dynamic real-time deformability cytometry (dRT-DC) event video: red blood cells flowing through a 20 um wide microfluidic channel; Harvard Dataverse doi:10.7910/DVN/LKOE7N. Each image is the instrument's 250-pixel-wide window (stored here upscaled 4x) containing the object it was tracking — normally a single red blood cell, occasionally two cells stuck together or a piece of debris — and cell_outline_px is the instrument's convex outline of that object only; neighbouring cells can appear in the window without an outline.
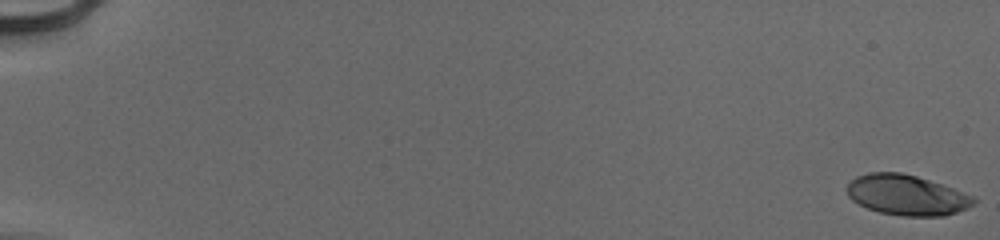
{"species": "human", "species_latin": "Homo sapiens", "temperature_condition": "cold", "stored_images_in_passage": 55, "camera_frame_rate_fps": 3000, "um_per_image_px": 0.085, "donor": {"sex": "male"}, "frame": {"image": 1, "passage_image": 1, "time_ms": 0.0, "image_size_px": [1000, 240], "cell_outline_px": [[976, 204], [968, 208], [944, 216], [900, 216], [880, 212], [868, 208], [852, 200], [848, 196], [844, 188], [856, 176], [868, 172], [900, 172], [916, 176], [952, 188], [972, 196], [976, 200]], "centroid_in_image_um": [77.04, 16.58], "position_along_channel_um": 8.0, "area_um2": 29.77}}
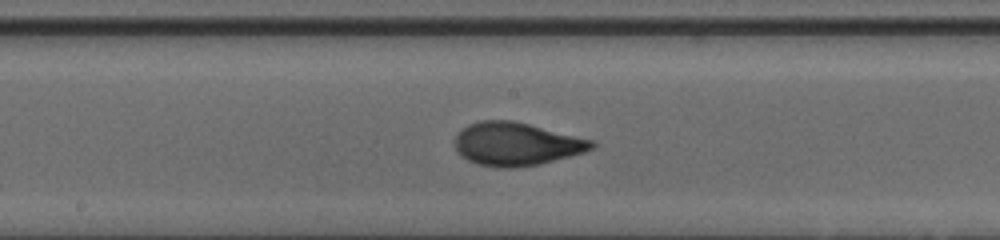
{"frame": {"image": 2, "passage_image": 32, "time_ms": 10.333, "image_size_px": [1000, 240], "cell_outline_px": [[596, 144], [592, 148], [584, 152], [540, 164], [512, 168], [500, 168], [476, 164], [468, 160], [456, 148], [456, 136], [468, 124], [480, 120], [512, 120], [592, 140]], "centroid_in_image_um": [43.88, 12.24], "position_along_channel_um": 204.3, "area_um2": 33.93}}
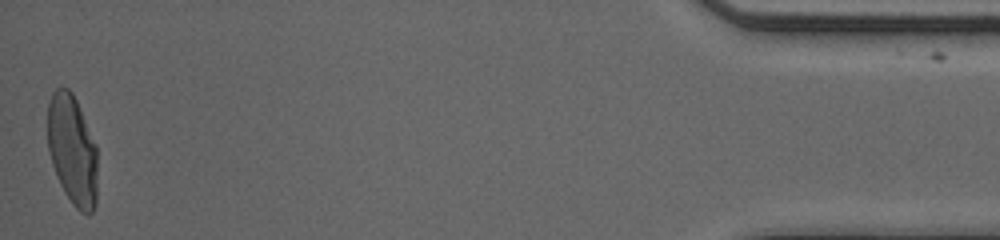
{"frame": {"image": 3, "passage_image": 55, "time_ms": 18.0, "image_size_px": [1000, 240], "cell_outline_px": [[96, 204], [92, 212], [88, 216], [80, 212], [72, 204], [64, 192], [56, 176], [52, 164], [48, 148], [48, 104], [52, 92], [56, 88], [68, 88], [72, 92], [76, 100], [96, 144]], "centroid_in_image_um": [6.14, 12.78], "position_along_channel_um": 429.1, "area_um2": 32.02}, "authors_computed_cell_mechanics": {"area_um2": 31.8478, "velocity_mm_per_s": 3.9622, "shape_relaxation_time_tau1_ms": 3.7955, "shape_relaxation_time_tau2_ms": null, "deformation_change_tau1": 0.1945, "deformation_change_tau2": null}}